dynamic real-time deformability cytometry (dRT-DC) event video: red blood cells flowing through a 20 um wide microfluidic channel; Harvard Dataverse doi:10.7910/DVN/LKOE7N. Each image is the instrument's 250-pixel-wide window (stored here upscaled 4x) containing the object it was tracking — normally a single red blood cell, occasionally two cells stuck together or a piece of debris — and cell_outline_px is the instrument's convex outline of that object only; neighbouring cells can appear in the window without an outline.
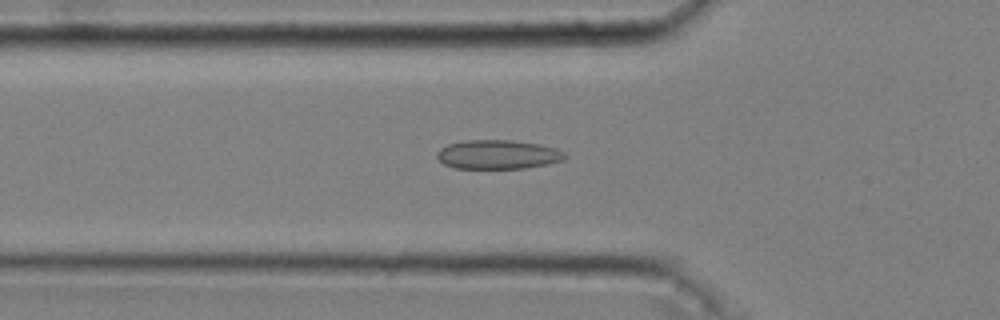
{"species": "common noctule bat (a hibernating species)", "species_latin": "Nyctalus noctula", "temperature_condition": "cold", "stored_images_in_passage": 47, "camera_frame_rate_fps": 3000, "um_per_image_px": 0.085, "animal": {"sex": "male", "body_mass_g": 20.4}, "frame": {"image": 1, "passage_image": 13, "time_ms": 4.0, "image_size_px": [1000, 320], "cell_outline_px": [[568, 156], [564, 160], [548, 164], [524, 168], [456, 168], [444, 164], [436, 156], [436, 152], [440, 148], [448, 144], [464, 140], [512, 140], [540, 144], [556, 148], [564, 152]], "centroid_in_image_um": [42.34, 13.12], "position_along_channel_um": 83.5, "area_um2": 21.79}}
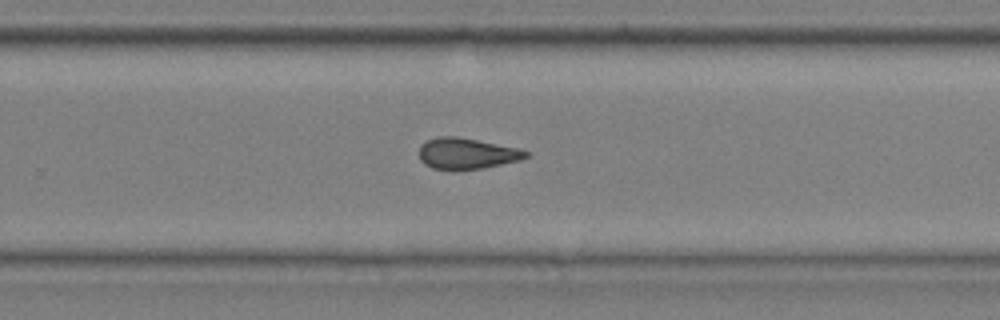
{"frame": {"image": 2, "passage_image": 30, "time_ms": 9.667, "image_size_px": [1000, 320], "cell_outline_px": [[528, 156], [520, 160], [480, 168], [452, 172], [432, 168], [424, 164], [420, 160], [420, 144], [436, 136], [456, 136], [516, 148], [528, 152]], "centroid_in_image_um": [39.59, 13.07], "position_along_channel_um": 290.2, "area_um2": 19.36}}
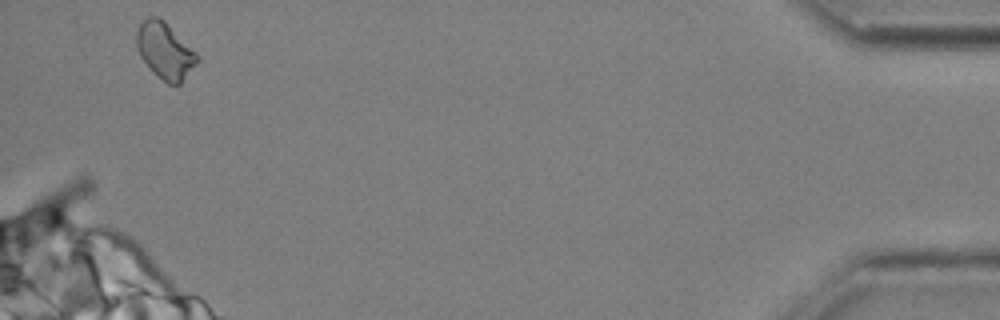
{"frame": {"image": 3, "passage_image": 46, "time_ms": 15.0, "image_size_px": [1000, 320], "cell_outline_px": [[200, 60], [180, 84], [168, 84], [140, 56], [136, 48], [136, 32], [140, 24], [148, 16], [156, 16], [164, 20], [200, 56]], "centroid_in_image_um": [14.04, 4.28], "position_along_channel_um": 421.2, "area_um2": 19.54}, "authors_computed_cell_mechanics": {"area_um2": 19.652, "velocity_mm_per_s": 3.6447, "shape_relaxation_time_tau1_ms": null, "shape_relaxation_time_tau2_ms": 3.3389, "deformation_change_tau1": null, "deformation_change_tau2": 0.0989}}